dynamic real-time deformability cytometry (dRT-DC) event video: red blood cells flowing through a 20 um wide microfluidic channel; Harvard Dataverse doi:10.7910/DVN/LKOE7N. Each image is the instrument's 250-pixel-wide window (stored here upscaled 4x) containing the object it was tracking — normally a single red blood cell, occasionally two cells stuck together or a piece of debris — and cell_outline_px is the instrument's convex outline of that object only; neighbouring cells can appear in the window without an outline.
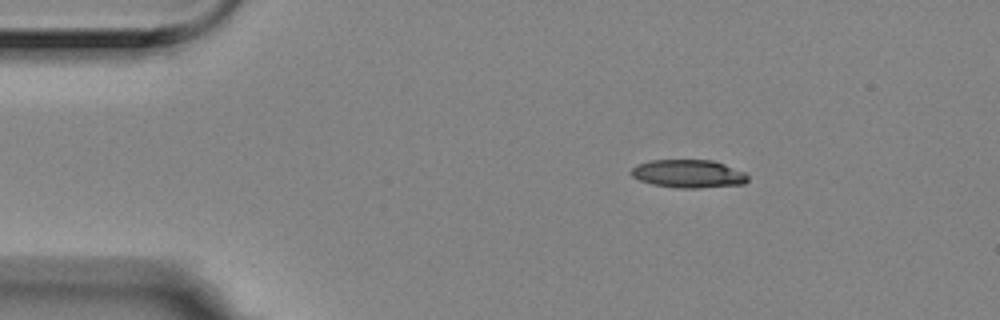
{"species": "Egyptian fruit bat (a non-hibernating species)", "species_latin": "Rousettus aegyptiacus", "temperature_condition": "room temperature", "stored_images_in_passage": 2, "camera_frame_rate_fps": 3000, "um_per_image_px": 0.085, "animal": {"sex": "female"}, "frame": {"image": 1, "passage_image": 1, "time_ms": 0.0, "image_size_px": [1000, 320], "cell_outline_px": [[748, 180], [744, 184], [696, 188], [680, 188], [652, 184], [640, 180], [632, 176], [628, 172], [636, 164], [648, 160], [712, 160], [724, 164], [744, 172], [748, 176]], "centroid_in_image_um": [58.48, 14.76], "position_along_channel_um": 26.5, "area_um2": 19.13}}